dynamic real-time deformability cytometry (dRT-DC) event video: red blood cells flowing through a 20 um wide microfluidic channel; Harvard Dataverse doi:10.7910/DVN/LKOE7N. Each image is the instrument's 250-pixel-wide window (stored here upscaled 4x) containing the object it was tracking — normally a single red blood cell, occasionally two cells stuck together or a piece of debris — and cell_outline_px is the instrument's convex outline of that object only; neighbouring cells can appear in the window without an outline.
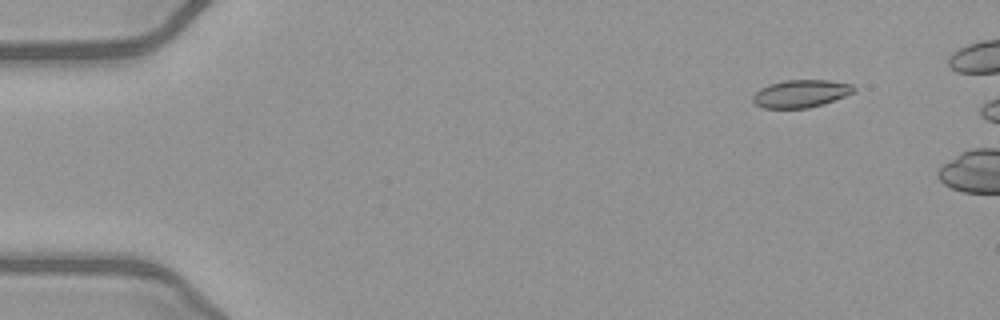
{"species": "common noctule bat (a hibernating species)", "species_latin": "Nyctalus noctula", "temperature_condition": "warm", "stored_images_in_passage": 5, "camera_frame_rate_fps": 3000, "um_per_image_px": 0.085, "animal": {"sex": "female", "body_mass_g": 21.9}, "frame": {"image": 1, "passage_image": 1, "time_ms": 0.0, "image_size_px": [1000, 320], "cell_outline_px": [[856, 88], [852, 92], [844, 96], [824, 104], [808, 108], [764, 108], [756, 104], [752, 100], [752, 96], [760, 88], [768, 84], [784, 80], [828, 80], [852, 84]], "centroid_in_image_um": [68.05, 7.95], "position_along_channel_um": 17.0, "area_um2": 16.24}}